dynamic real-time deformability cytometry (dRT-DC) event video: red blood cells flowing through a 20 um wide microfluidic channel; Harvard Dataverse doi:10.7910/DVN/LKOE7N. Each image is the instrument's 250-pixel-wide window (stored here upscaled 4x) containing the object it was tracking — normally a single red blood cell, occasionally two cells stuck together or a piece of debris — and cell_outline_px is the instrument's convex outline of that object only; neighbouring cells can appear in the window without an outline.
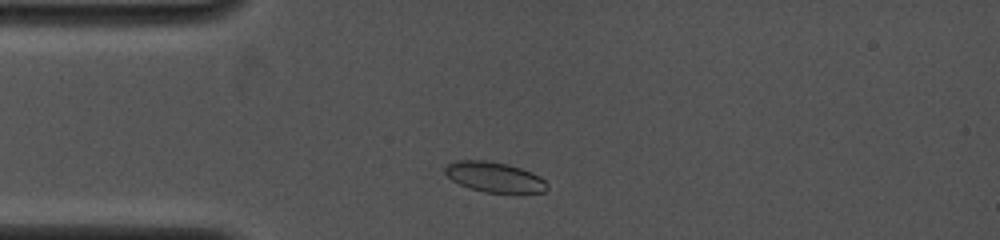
{"species": "common noctule bat (a hibernating species)", "species_latin": "Nyctalus noctula", "temperature_condition": "cold", "stored_images_in_passage": 3, "camera_frame_rate_fps": 4000, "um_per_image_px": 0.085, "animal": {"sex": "female", "body_mass_g": 19.0, "forearm_length_mm": 53.3}, "frame": {"image": 1, "passage_image": 2, "time_ms": 0.75, "image_size_px": [1000, 240], "cell_outline_px": [[548, 188], [544, 192], [484, 192], [468, 188], [452, 180], [444, 172], [444, 168], [448, 164], [456, 160], [484, 160], [508, 164], [532, 172], [540, 176], [548, 184]], "centroid_in_image_um": [42.02, 15.04], "position_along_channel_um": 43.0, "area_um2": 17.92}}